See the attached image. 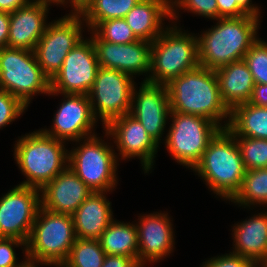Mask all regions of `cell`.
<instances>
[{"mask_svg":"<svg viewBox=\"0 0 267 267\" xmlns=\"http://www.w3.org/2000/svg\"><path fill=\"white\" fill-rule=\"evenodd\" d=\"M132 93L130 115L137 119L147 133L160 145L171 108L166 85L141 81ZM139 90H138V89ZM165 130V131H164Z\"/></svg>","mask_w":267,"mask_h":267,"instance_id":"obj_18","label":"cell"},{"mask_svg":"<svg viewBox=\"0 0 267 267\" xmlns=\"http://www.w3.org/2000/svg\"><path fill=\"white\" fill-rule=\"evenodd\" d=\"M216 25L198 33L199 66L216 70L242 60L259 39L261 19L245 15L219 18Z\"/></svg>","mask_w":267,"mask_h":267,"instance_id":"obj_2","label":"cell"},{"mask_svg":"<svg viewBox=\"0 0 267 267\" xmlns=\"http://www.w3.org/2000/svg\"><path fill=\"white\" fill-rule=\"evenodd\" d=\"M134 222L113 220L99 238L106 255H122L138 260V236Z\"/></svg>","mask_w":267,"mask_h":267,"instance_id":"obj_26","label":"cell"},{"mask_svg":"<svg viewBox=\"0 0 267 267\" xmlns=\"http://www.w3.org/2000/svg\"><path fill=\"white\" fill-rule=\"evenodd\" d=\"M41 207L72 215L93 192L69 167L41 190Z\"/></svg>","mask_w":267,"mask_h":267,"instance_id":"obj_20","label":"cell"},{"mask_svg":"<svg viewBox=\"0 0 267 267\" xmlns=\"http://www.w3.org/2000/svg\"><path fill=\"white\" fill-rule=\"evenodd\" d=\"M135 221L138 236V263L160 262L170 256L175 248V232L168 211L139 214Z\"/></svg>","mask_w":267,"mask_h":267,"instance_id":"obj_17","label":"cell"},{"mask_svg":"<svg viewBox=\"0 0 267 267\" xmlns=\"http://www.w3.org/2000/svg\"><path fill=\"white\" fill-rule=\"evenodd\" d=\"M232 226V251L259 266L267 256V211Z\"/></svg>","mask_w":267,"mask_h":267,"instance_id":"obj_21","label":"cell"},{"mask_svg":"<svg viewBox=\"0 0 267 267\" xmlns=\"http://www.w3.org/2000/svg\"><path fill=\"white\" fill-rule=\"evenodd\" d=\"M33 0H0V11L12 13L29 5Z\"/></svg>","mask_w":267,"mask_h":267,"instance_id":"obj_41","label":"cell"},{"mask_svg":"<svg viewBox=\"0 0 267 267\" xmlns=\"http://www.w3.org/2000/svg\"><path fill=\"white\" fill-rule=\"evenodd\" d=\"M216 2L218 6V19L248 15L237 3H232V0H216Z\"/></svg>","mask_w":267,"mask_h":267,"instance_id":"obj_37","label":"cell"},{"mask_svg":"<svg viewBox=\"0 0 267 267\" xmlns=\"http://www.w3.org/2000/svg\"><path fill=\"white\" fill-rule=\"evenodd\" d=\"M215 72L222 100L230 110L250 101L255 83L243 59L222 66Z\"/></svg>","mask_w":267,"mask_h":267,"instance_id":"obj_24","label":"cell"},{"mask_svg":"<svg viewBox=\"0 0 267 267\" xmlns=\"http://www.w3.org/2000/svg\"><path fill=\"white\" fill-rule=\"evenodd\" d=\"M140 0H93L80 14L87 26L93 30L100 22L109 19L125 18L126 14Z\"/></svg>","mask_w":267,"mask_h":267,"instance_id":"obj_28","label":"cell"},{"mask_svg":"<svg viewBox=\"0 0 267 267\" xmlns=\"http://www.w3.org/2000/svg\"><path fill=\"white\" fill-rule=\"evenodd\" d=\"M33 1H45V2H50V3H54V5H58L60 3V0H33Z\"/></svg>","mask_w":267,"mask_h":267,"instance_id":"obj_45","label":"cell"},{"mask_svg":"<svg viewBox=\"0 0 267 267\" xmlns=\"http://www.w3.org/2000/svg\"><path fill=\"white\" fill-rule=\"evenodd\" d=\"M51 4L54 3L32 1L10 13L7 47L34 51L49 24L47 18Z\"/></svg>","mask_w":267,"mask_h":267,"instance_id":"obj_19","label":"cell"},{"mask_svg":"<svg viewBox=\"0 0 267 267\" xmlns=\"http://www.w3.org/2000/svg\"><path fill=\"white\" fill-rule=\"evenodd\" d=\"M41 207L40 189L17 185L0 197V237L27 243Z\"/></svg>","mask_w":267,"mask_h":267,"instance_id":"obj_14","label":"cell"},{"mask_svg":"<svg viewBox=\"0 0 267 267\" xmlns=\"http://www.w3.org/2000/svg\"><path fill=\"white\" fill-rule=\"evenodd\" d=\"M171 22L151 43L150 72L146 82L167 85L199 66L197 33H188Z\"/></svg>","mask_w":267,"mask_h":267,"instance_id":"obj_5","label":"cell"},{"mask_svg":"<svg viewBox=\"0 0 267 267\" xmlns=\"http://www.w3.org/2000/svg\"><path fill=\"white\" fill-rule=\"evenodd\" d=\"M0 89L19 98L27 107L37 94L51 91V80L38 64L34 51L0 49Z\"/></svg>","mask_w":267,"mask_h":267,"instance_id":"obj_9","label":"cell"},{"mask_svg":"<svg viewBox=\"0 0 267 267\" xmlns=\"http://www.w3.org/2000/svg\"><path fill=\"white\" fill-rule=\"evenodd\" d=\"M93 31L104 41L116 44H130L139 39L132 32L124 18L100 22Z\"/></svg>","mask_w":267,"mask_h":267,"instance_id":"obj_31","label":"cell"},{"mask_svg":"<svg viewBox=\"0 0 267 267\" xmlns=\"http://www.w3.org/2000/svg\"><path fill=\"white\" fill-rule=\"evenodd\" d=\"M258 267H267V256L264 261Z\"/></svg>","mask_w":267,"mask_h":267,"instance_id":"obj_47","label":"cell"},{"mask_svg":"<svg viewBox=\"0 0 267 267\" xmlns=\"http://www.w3.org/2000/svg\"><path fill=\"white\" fill-rule=\"evenodd\" d=\"M165 1L169 6L172 7L173 4H175V2H177L178 0H163Z\"/></svg>","mask_w":267,"mask_h":267,"instance_id":"obj_46","label":"cell"},{"mask_svg":"<svg viewBox=\"0 0 267 267\" xmlns=\"http://www.w3.org/2000/svg\"><path fill=\"white\" fill-rule=\"evenodd\" d=\"M67 14L49 21L34 49L39 66L50 80L60 71L71 49L84 39L83 32L87 26L82 16Z\"/></svg>","mask_w":267,"mask_h":267,"instance_id":"obj_11","label":"cell"},{"mask_svg":"<svg viewBox=\"0 0 267 267\" xmlns=\"http://www.w3.org/2000/svg\"><path fill=\"white\" fill-rule=\"evenodd\" d=\"M245 171L236 138L227 128L221 129L209 142L193 168L210 192L228 202L239 192Z\"/></svg>","mask_w":267,"mask_h":267,"instance_id":"obj_3","label":"cell"},{"mask_svg":"<svg viewBox=\"0 0 267 267\" xmlns=\"http://www.w3.org/2000/svg\"><path fill=\"white\" fill-rule=\"evenodd\" d=\"M232 3H237L248 15L261 19L260 7L253 3L252 0H232Z\"/></svg>","mask_w":267,"mask_h":267,"instance_id":"obj_43","label":"cell"},{"mask_svg":"<svg viewBox=\"0 0 267 267\" xmlns=\"http://www.w3.org/2000/svg\"><path fill=\"white\" fill-rule=\"evenodd\" d=\"M166 87L171 111L202 116L227 128L230 109L222 100L215 70L198 66L172 79Z\"/></svg>","mask_w":267,"mask_h":267,"instance_id":"obj_1","label":"cell"},{"mask_svg":"<svg viewBox=\"0 0 267 267\" xmlns=\"http://www.w3.org/2000/svg\"><path fill=\"white\" fill-rule=\"evenodd\" d=\"M245 170L267 168V139L235 137Z\"/></svg>","mask_w":267,"mask_h":267,"instance_id":"obj_30","label":"cell"},{"mask_svg":"<svg viewBox=\"0 0 267 267\" xmlns=\"http://www.w3.org/2000/svg\"><path fill=\"white\" fill-rule=\"evenodd\" d=\"M61 95L59 108L53 115L50 128L40 129L47 136L64 142L77 140L95 135L98 120L92 112L89 96L86 94L52 92L48 96Z\"/></svg>","mask_w":267,"mask_h":267,"instance_id":"obj_13","label":"cell"},{"mask_svg":"<svg viewBox=\"0 0 267 267\" xmlns=\"http://www.w3.org/2000/svg\"><path fill=\"white\" fill-rule=\"evenodd\" d=\"M179 10L190 12L211 20L218 19V6L216 0H178L171 7V21L176 24L179 20ZM175 20V21H174Z\"/></svg>","mask_w":267,"mask_h":267,"instance_id":"obj_33","label":"cell"},{"mask_svg":"<svg viewBox=\"0 0 267 267\" xmlns=\"http://www.w3.org/2000/svg\"><path fill=\"white\" fill-rule=\"evenodd\" d=\"M227 129L235 137L267 139V107L249 102L236 105L230 110Z\"/></svg>","mask_w":267,"mask_h":267,"instance_id":"obj_25","label":"cell"},{"mask_svg":"<svg viewBox=\"0 0 267 267\" xmlns=\"http://www.w3.org/2000/svg\"><path fill=\"white\" fill-rule=\"evenodd\" d=\"M132 32L140 40L153 42L171 22V6L163 0H140L124 18Z\"/></svg>","mask_w":267,"mask_h":267,"instance_id":"obj_23","label":"cell"},{"mask_svg":"<svg viewBox=\"0 0 267 267\" xmlns=\"http://www.w3.org/2000/svg\"><path fill=\"white\" fill-rule=\"evenodd\" d=\"M27 106L17 97L0 89V130L23 116ZM2 128V129H1Z\"/></svg>","mask_w":267,"mask_h":267,"instance_id":"obj_34","label":"cell"},{"mask_svg":"<svg viewBox=\"0 0 267 267\" xmlns=\"http://www.w3.org/2000/svg\"><path fill=\"white\" fill-rule=\"evenodd\" d=\"M165 135L167 152L179 165L193 170L209 142L222 129L217 123L198 115L171 111Z\"/></svg>","mask_w":267,"mask_h":267,"instance_id":"obj_8","label":"cell"},{"mask_svg":"<svg viewBox=\"0 0 267 267\" xmlns=\"http://www.w3.org/2000/svg\"><path fill=\"white\" fill-rule=\"evenodd\" d=\"M201 267H257L249 259L233 252L211 257Z\"/></svg>","mask_w":267,"mask_h":267,"instance_id":"obj_36","label":"cell"},{"mask_svg":"<svg viewBox=\"0 0 267 267\" xmlns=\"http://www.w3.org/2000/svg\"><path fill=\"white\" fill-rule=\"evenodd\" d=\"M99 67L92 40L86 36L71 49L60 71L51 79V91L88 95Z\"/></svg>","mask_w":267,"mask_h":267,"instance_id":"obj_15","label":"cell"},{"mask_svg":"<svg viewBox=\"0 0 267 267\" xmlns=\"http://www.w3.org/2000/svg\"><path fill=\"white\" fill-rule=\"evenodd\" d=\"M14 159L22 175L19 185L42 189L68 167L66 142L47 136L40 129L19 137Z\"/></svg>","mask_w":267,"mask_h":267,"instance_id":"obj_4","label":"cell"},{"mask_svg":"<svg viewBox=\"0 0 267 267\" xmlns=\"http://www.w3.org/2000/svg\"><path fill=\"white\" fill-rule=\"evenodd\" d=\"M105 256L99 239L76 238L68 258L60 267H102Z\"/></svg>","mask_w":267,"mask_h":267,"instance_id":"obj_29","label":"cell"},{"mask_svg":"<svg viewBox=\"0 0 267 267\" xmlns=\"http://www.w3.org/2000/svg\"><path fill=\"white\" fill-rule=\"evenodd\" d=\"M135 84L134 77L127 73L99 67L88 96L94 117L102 122V128L112 119L130 113Z\"/></svg>","mask_w":267,"mask_h":267,"instance_id":"obj_10","label":"cell"},{"mask_svg":"<svg viewBox=\"0 0 267 267\" xmlns=\"http://www.w3.org/2000/svg\"><path fill=\"white\" fill-rule=\"evenodd\" d=\"M102 267H142L138 260L122 255H106Z\"/></svg>","mask_w":267,"mask_h":267,"instance_id":"obj_38","label":"cell"},{"mask_svg":"<svg viewBox=\"0 0 267 267\" xmlns=\"http://www.w3.org/2000/svg\"><path fill=\"white\" fill-rule=\"evenodd\" d=\"M104 137L113 140L118 161H141L144 174L152 173L159 144L147 133L142 124L130 114L112 119L104 128ZM120 157V158H119Z\"/></svg>","mask_w":267,"mask_h":267,"instance_id":"obj_12","label":"cell"},{"mask_svg":"<svg viewBox=\"0 0 267 267\" xmlns=\"http://www.w3.org/2000/svg\"><path fill=\"white\" fill-rule=\"evenodd\" d=\"M108 192H92L72 214L76 238L99 239L115 219Z\"/></svg>","mask_w":267,"mask_h":267,"instance_id":"obj_22","label":"cell"},{"mask_svg":"<svg viewBox=\"0 0 267 267\" xmlns=\"http://www.w3.org/2000/svg\"><path fill=\"white\" fill-rule=\"evenodd\" d=\"M230 202L242 209L267 207V168L246 170L242 186Z\"/></svg>","mask_w":267,"mask_h":267,"instance_id":"obj_27","label":"cell"},{"mask_svg":"<svg viewBox=\"0 0 267 267\" xmlns=\"http://www.w3.org/2000/svg\"><path fill=\"white\" fill-rule=\"evenodd\" d=\"M17 247L22 248V253L25 254L21 262H17L19 258L14 251ZM26 259V242L17 238L0 237V267H18Z\"/></svg>","mask_w":267,"mask_h":267,"instance_id":"obj_35","label":"cell"},{"mask_svg":"<svg viewBox=\"0 0 267 267\" xmlns=\"http://www.w3.org/2000/svg\"><path fill=\"white\" fill-rule=\"evenodd\" d=\"M10 13L0 11V49L7 47Z\"/></svg>","mask_w":267,"mask_h":267,"instance_id":"obj_40","label":"cell"},{"mask_svg":"<svg viewBox=\"0 0 267 267\" xmlns=\"http://www.w3.org/2000/svg\"><path fill=\"white\" fill-rule=\"evenodd\" d=\"M93 0H60L59 7L62 5L71 6L70 14H81Z\"/></svg>","mask_w":267,"mask_h":267,"instance_id":"obj_42","label":"cell"},{"mask_svg":"<svg viewBox=\"0 0 267 267\" xmlns=\"http://www.w3.org/2000/svg\"><path fill=\"white\" fill-rule=\"evenodd\" d=\"M41 265H46V266H51L53 267L52 265L50 264H47V263H42V262H38V261H33V260H29L28 258L21 264L19 265L18 267H39Z\"/></svg>","mask_w":267,"mask_h":267,"instance_id":"obj_44","label":"cell"},{"mask_svg":"<svg viewBox=\"0 0 267 267\" xmlns=\"http://www.w3.org/2000/svg\"><path fill=\"white\" fill-rule=\"evenodd\" d=\"M249 103L259 107H267V84H255Z\"/></svg>","mask_w":267,"mask_h":267,"instance_id":"obj_39","label":"cell"},{"mask_svg":"<svg viewBox=\"0 0 267 267\" xmlns=\"http://www.w3.org/2000/svg\"><path fill=\"white\" fill-rule=\"evenodd\" d=\"M75 240L72 215L40 207L26 243L27 258L60 267L68 258Z\"/></svg>","mask_w":267,"mask_h":267,"instance_id":"obj_7","label":"cell"},{"mask_svg":"<svg viewBox=\"0 0 267 267\" xmlns=\"http://www.w3.org/2000/svg\"><path fill=\"white\" fill-rule=\"evenodd\" d=\"M89 31L100 67L122 71L135 79L136 76L145 75L143 81L148 80L151 42L139 39L130 44L109 43L93 30Z\"/></svg>","mask_w":267,"mask_h":267,"instance_id":"obj_16","label":"cell"},{"mask_svg":"<svg viewBox=\"0 0 267 267\" xmlns=\"http://www.w3.org/2000/svg\"><path fill=\"white\" fill-rule=\"evenodd\" d=\"M104 140L95 134L75 141V147L68 152V167L93 192L110 194L118 184L119 161L113 143Z\"/></svg>","mask_w":267,"mask_h":267,"instance_id":"obj_6","label":"cell"},{"mask_svg":"<svg viewBox=\"0 0 267 267\" xmlns=\"http://www.w3.org/2000/svg\"><path fill=\"white\" fill-rule=\"evenodd\" d=\"M243 60L255 84H267V41L259 38L247 51Z\"/></svg>","mask_w":267,"mask_h":267,"instance_id":"obj_32","label":"cell"}]
</instances>
